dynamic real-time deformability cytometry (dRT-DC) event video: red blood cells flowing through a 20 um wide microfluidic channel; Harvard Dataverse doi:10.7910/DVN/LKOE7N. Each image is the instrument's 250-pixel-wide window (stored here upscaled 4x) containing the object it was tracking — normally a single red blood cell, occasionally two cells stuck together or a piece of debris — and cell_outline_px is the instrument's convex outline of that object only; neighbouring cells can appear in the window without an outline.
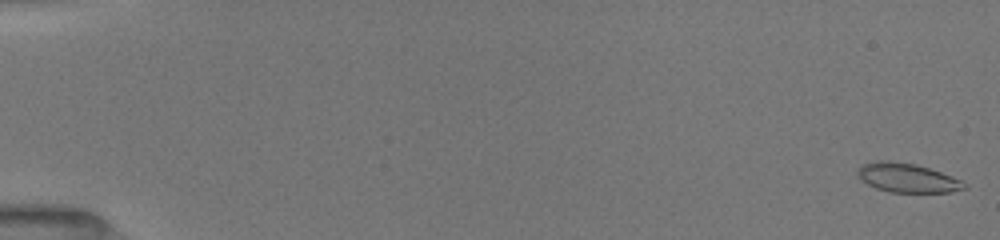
{"species": "common noctule bat (a hibernating species)", "species_latin": "Nyctalus noctula", "temperature_condition": "room temperature", "stored_images_in_passage": 15, "camera_frame_rate_fps": 3000, "um_per_image_px": 0.085, "animal": {"sex": "female", "body_mass_g": 19.5, "forearm_length_mm": 54.1}, "frame": {"image": 1, "passage_image": 1, "time_ms": 0.0, "image_size_px": [1000, 240], "cell_outline_px": [[968, 188], [952, 192], [888, 192], [876, 188], [868, 184], [856, 172], [864, 164], [876, 160], [888, 160], [916, 164], [940, 172], [960, 180], [968, 184]], "centroid_in_image_um": [77.15, 15.12], "position_along_channel_um": 7.8, "area_um2": 17.92}}
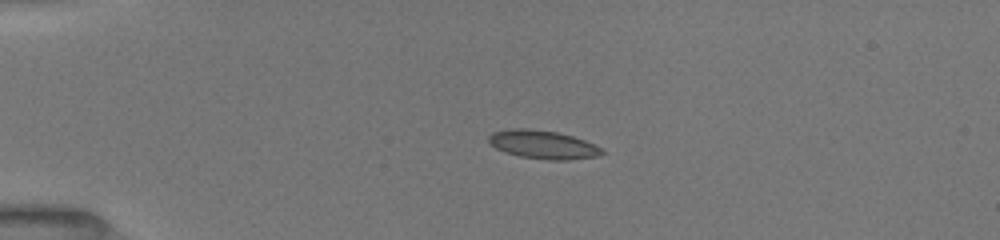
{"frame": {"image": 2, "passage_image": 10, "time_ms": 4.0, "image_size_px": [1000, 240], "cell_outline_px": [[604, 152], [600, 156], [568, 160], [548, 160], [520, 156], [504, 152], [496, 148], [488, 140], [488, 136], [492, 132], [512, 128], [528, 128], [556, 132], [572, 136], [584, 140], [600, 148]], "centroid_in_image_um": [46.13, 12.29], "position_along_channel_um": 38.9, "area_um2": 18.67}}
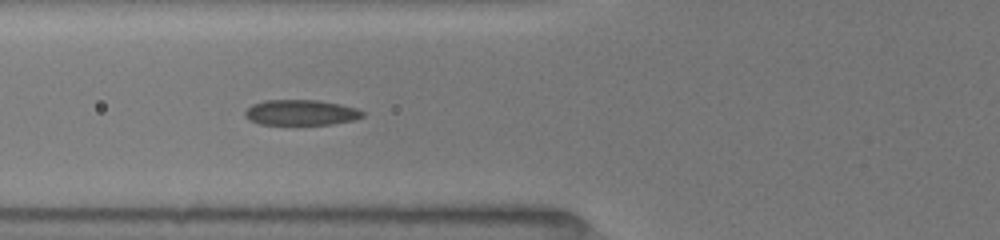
{"frame": {"image": 3, "passage_image": 15, "time_ms": 6.667, "image_size_px": [1000, 240], "cell_outline_px": [[364, 116], [352, 120], [332, 124], [260, 124], [248, 120], [244, 116], [244, 112], [252, 104], [264, 100], [320, 100], [340, 104], [356, 108], [364, 112]], "centroid_in_image_um": [25.55, 9.56], "position_along_channel_um": 100.2, "area_um2": 17.46}}